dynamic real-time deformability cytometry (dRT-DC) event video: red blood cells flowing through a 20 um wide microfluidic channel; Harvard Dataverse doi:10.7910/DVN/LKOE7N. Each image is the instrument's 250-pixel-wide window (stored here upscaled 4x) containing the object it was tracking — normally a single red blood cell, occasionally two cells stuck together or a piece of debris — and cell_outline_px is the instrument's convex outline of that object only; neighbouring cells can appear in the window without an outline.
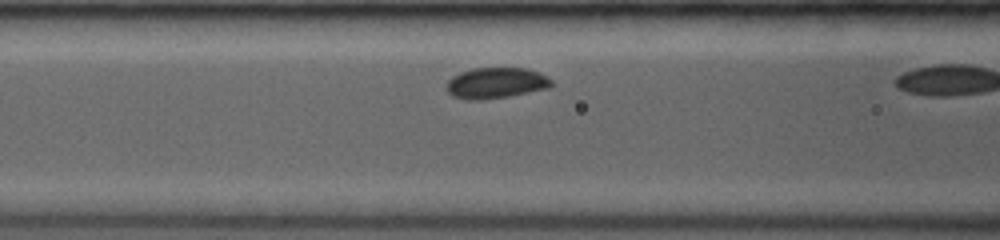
{"species": "common noctule bat (a hibernating species)", "species_latin": "Nyctalus noctula", "temperature_condition": "room temperature", "stored_images_in_passage": 5, "camera_frame_rate_fps": 3500, "um_per_image_px": 0.085, "animal": {"sex": "female", "body_mass_g": 19.0, "forearm_length_mm": 53.3}, "frame": {"image": 1, "passage_image": 4, "time_ms": 2.0, "image_size_px": [1000, 240], "cell_outline_px": [[552, 84], [548, 88], [508, 96], [480, 100], [468, 100], [452, 96], [444, 88], [448, 80], [452, 76], [460, 72], [472, 68], [524, 68], [540, 72], [548, 76], [552, 80]], "centroid_in_image_um": [42.12, 7.05], "position_along_channel_um": 124.5, "area_um2": 19.02}}